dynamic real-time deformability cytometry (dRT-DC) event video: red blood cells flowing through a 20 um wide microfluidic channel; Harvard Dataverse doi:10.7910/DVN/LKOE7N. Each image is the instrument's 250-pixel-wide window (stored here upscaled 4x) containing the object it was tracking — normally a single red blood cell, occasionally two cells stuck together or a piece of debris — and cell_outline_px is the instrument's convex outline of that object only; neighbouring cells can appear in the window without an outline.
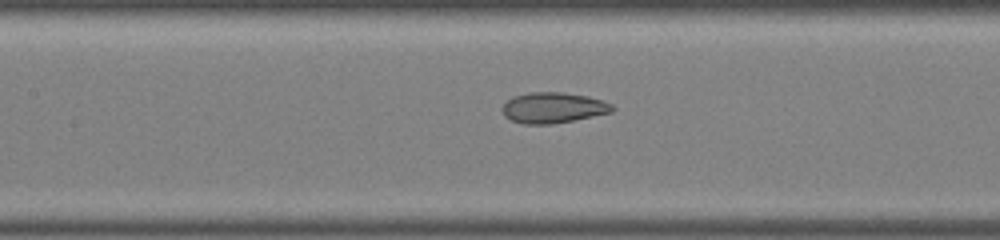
{"species": "common noctule bat (a hibernating species)", "species_latin": "Nyctalus noctula", "temperature_condition": "warm", "stored_images_in_passage": 12, "camera_frame_rate_fps": 3000, "um_per_image_px": 0.085, "animal": {"sex": "male", "body_mass_g": 19.0, "forearm_length_mm": 50.8}, "frame": {"image": 1, "passage_image": 10, "time_ms": 3.0, "image_size_px": [1000, 240], "cell_outline_px": [[616, 108], [612, 112], [552, 124], [524, 124], [512, 120], [504, 116], [500, 108], [512, 96], [528, 92], [564, 92], [588, 96], [604, 100], [612, 104]], "centroid_in_image_um": [47.01, 9.14], "position_along_channel_um": 160.4, "area_um2": 19.83}}